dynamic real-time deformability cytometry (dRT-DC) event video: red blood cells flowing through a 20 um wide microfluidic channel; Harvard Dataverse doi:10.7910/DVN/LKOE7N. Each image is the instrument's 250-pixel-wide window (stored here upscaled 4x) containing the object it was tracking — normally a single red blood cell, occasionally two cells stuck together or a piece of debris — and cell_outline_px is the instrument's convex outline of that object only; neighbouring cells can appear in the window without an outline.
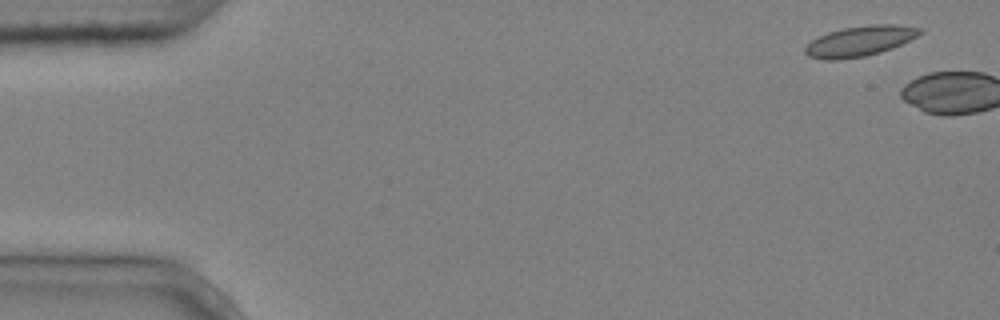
{"species": "common noctule bat (a hibernating species)", "species_latin": "Nyctalus noctula", "temperature_condition": "cold", "stored_images_in_passage": 2, "camera_frame_rate_fps": 3000, "um_per_image_px": 0.085, "animal": {"sex": "male", "body_mass_g": 20.4}, "frame": {"image": 1, "passage_image": 1, "time_ms": 0.0, "image_size_px": [1000, 320], "cell_outline_px": [[924, 32], [892, 48], [880, 52], [864, 56], [840, 60], [828, 60], [808, 56], [804, 52], [804, 48], [812, 40], [828, 32], [844, 28], [872, 24], [896, 24], [924, 28]], "centroid_in_image_um": [73.1, 3.49], "position_along_channel_um": 11.9, "area_um2": 20.17}}